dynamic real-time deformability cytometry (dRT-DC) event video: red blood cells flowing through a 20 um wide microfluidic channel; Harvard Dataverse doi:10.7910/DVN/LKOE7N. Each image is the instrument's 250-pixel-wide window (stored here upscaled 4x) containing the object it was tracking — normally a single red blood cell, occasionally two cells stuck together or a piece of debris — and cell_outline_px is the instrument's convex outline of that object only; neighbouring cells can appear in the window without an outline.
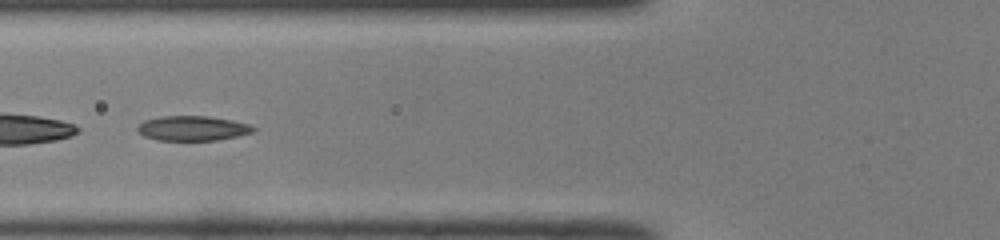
{"species": "common noctule bat (a hibernating species)", "species_latin": "Nyctalus noctula", "temperature_condition": "room temperature", "stored_images_in_passage": 31, "camera_frame_rate_fps": 3000, "um_per_image_px": 0.085, "animal": {"sex": "male", "body_mass_g": 19.0, "forearm_length_mm": 50.8}, "frame": {"image": 1, "passage_image": 10, "time_ms": 3.0, "image_size_px": [1000, 240], "cell_outline_px": [[256, 128], [252, 132], [236, 136], [216, 140], [156, 140], [144, 136], [136, 128], [144, 120], [160, 116], [208, 116], [232, 120], [248, 124]], "centroid_in_image_um": [16.34, 10.9], "position_along_channel_um": 109.5, "area_um2": 16.59}, "authors_computed_cell_mechanics": {"area_um2": 16.5308, "velocity_mm_per_s": 4.0145, "shape_relaxation_time_tau1_ms": 9.2588, "shape_relaxation_time_tau2_ms": 2.4053, "deformation_change_tau1": 0.2189, "deformation_change_tau2": 0.0726}}